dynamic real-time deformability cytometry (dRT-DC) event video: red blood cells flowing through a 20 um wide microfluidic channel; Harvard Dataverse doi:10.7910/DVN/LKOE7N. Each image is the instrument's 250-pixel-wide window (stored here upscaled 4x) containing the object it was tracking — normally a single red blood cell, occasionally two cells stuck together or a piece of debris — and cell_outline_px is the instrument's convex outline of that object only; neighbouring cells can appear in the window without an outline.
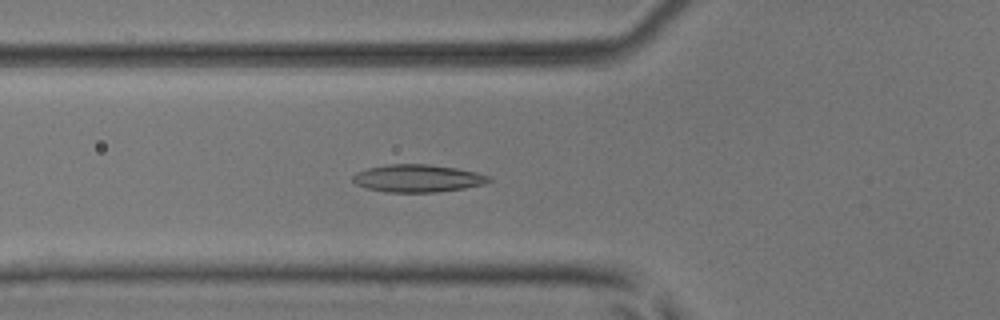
{"species": "common noctule bat (a hibernating species)", "species_latin": "Nyctalus noctula", "temperature_condition": "room temperature", "stored_images_in_passage": 54, "camera_frame_rate_fps": 3000, "um_per_image_px": 0.085, "animal": {"sex": "male", "body_mass_g": 17.9, "forearm_length_mm": 54.2}, "frame": {"image": 1, "passage_image": 20, "time_ms": 6.333, "image_size_px": [1000, 320], "cell_outline_px": [[492, 180], [484, 184], [464, 188], [436, 192], [384, 192], [368, 188], [356, 184], [352, 180], [352, 176], [356, 172], [368, 168], [388, 164], [428, 164], [456, 168], [476, 172], [488, 176]], "centroid_in_image_um": [35.48, 15.15], "position_along_channel_um": 90.3, "area_um2": 21.79}}
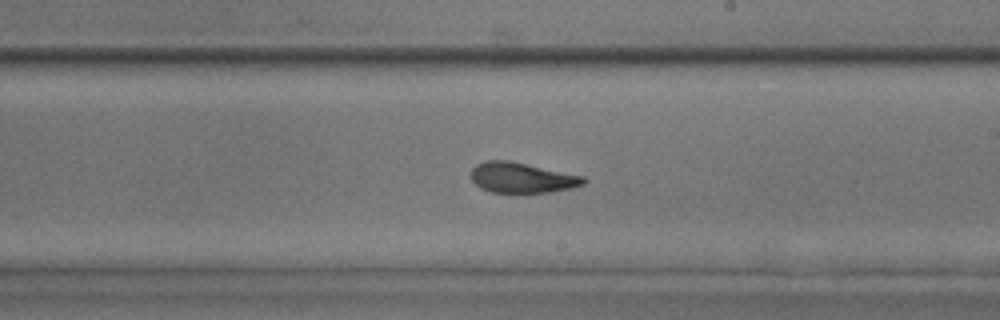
{"frame": {"image": 2, "passage_image": 32, "time_ms": 10.333, "image_size_px": [1000, 320], "cell_outline_px": [[588, 180], [584, 184], [572, 188], [548, 192], [516, 196], [492, 192], [480, 188], [472, 180], [472, 168], [476, 164], [484, 160], [508, 160], [584, 176]], "centroid_in_image_um": [44.36, 15.15], "position_along_channel_um": 244.6, "area_um2": 20.63}}
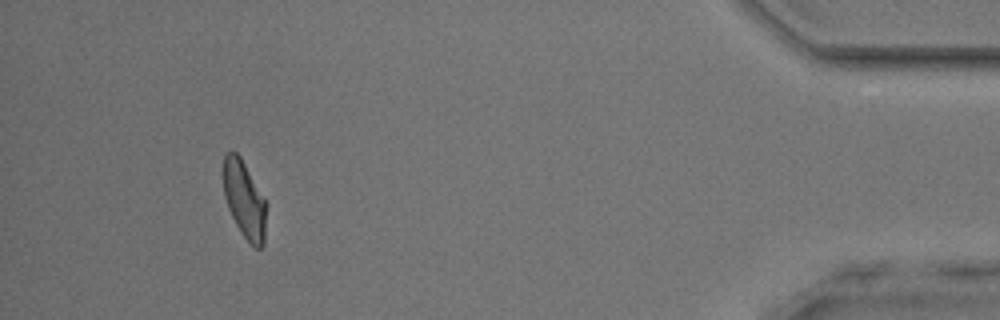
{"frame": {"image": 3, "passage_image": 50, "time_ms": 16.333, "image_size_px": [1000, 320], "cell_outline_px": [[268, 204], [264, 244], [260, 248], [256, 248], [240, 232], [228, 208], [224, 196], [224, 152], [236, 152], [240, 156], [264, 196]], "centroid_in_image_um": [20.81, 16.98], "position_along_channel_um": 414.4, "area_um2": 19.48}, "authors_computed_cell_mechanics": {"area_um2": 20.519, "velocity_mm_per_s": 3.863, "shape_relaxation_time_tau1_ms": null, "shape_relaxation_time_tau2_ms": 1.7734, "deformation_change_tau1": null, "deformation_change_tau2": 0.0894}}